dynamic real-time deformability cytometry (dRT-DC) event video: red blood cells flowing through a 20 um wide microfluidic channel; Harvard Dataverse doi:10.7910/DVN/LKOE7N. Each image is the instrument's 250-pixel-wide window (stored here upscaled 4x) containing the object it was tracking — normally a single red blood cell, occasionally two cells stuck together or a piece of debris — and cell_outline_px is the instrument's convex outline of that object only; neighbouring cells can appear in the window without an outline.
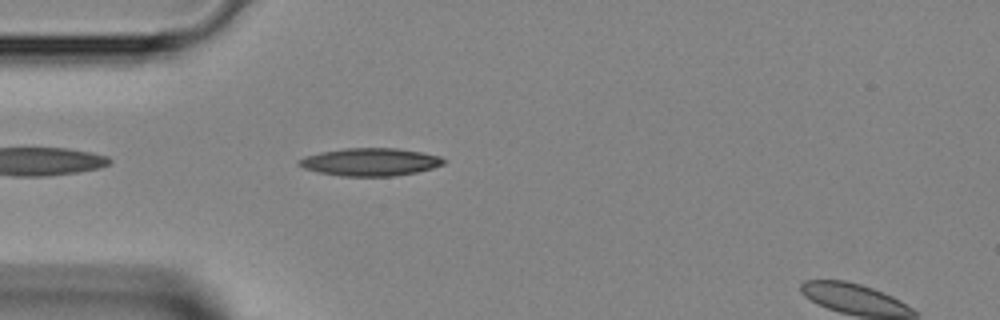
{"species": "Egyptian fruit bat (a non-hibernating species)", "species_latin": "Rousettus aegyptiacus", "temperature_condition": "room temperature", "stored_images_in_passage": 34, "camera_frame_rate_fps": 3000, "um_per_image_px": 0.085, "animal": {"sex": "female"}, "frame": {"image": 1, "passage_image": 3, "time_ms": 0.667, "image_size_px": [1000, 320], "cell_outline_px": [[448, 160], [444, 164], [432, 168], [416, 172], [392, 176], [340, 176], [316, 172], [304, 168], [296, 164], [296, 160], [320, 152], [344, 148], [396, 148], [424, 152], [440, 156]], "centroid_in_image_um": [31.48, 13.76], "position_along_channel_um": 53.5, "area_um2": 23.58}}
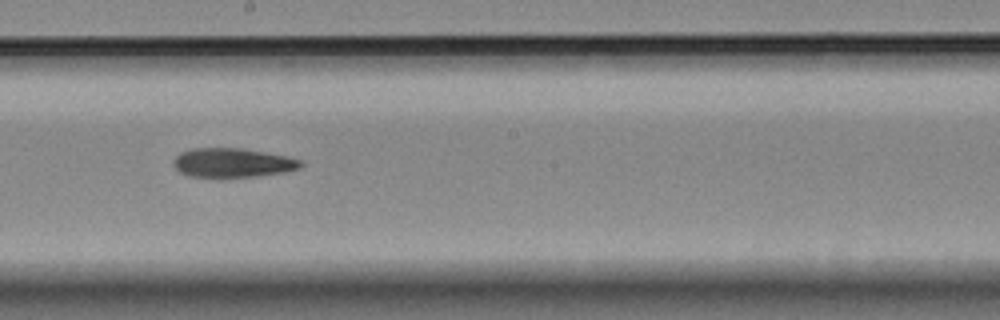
{"frame": {"image": 2, "passage_image": 15, "time_ms": 4.667, "image_size_px": [1000, 320], "cell_outline_px": [[304, 164], [300, 168], [284, 172], [256, 176], [188, 176], [180, 172], [172, 164], [172, 160], [180, 152], [192, 148], [244, 148], [288, 156], [300, 160]], "centroid_in_image_um": [19.77, 13.81], "position_along_channel_um": 228.4, "area_um2": 21.56}}
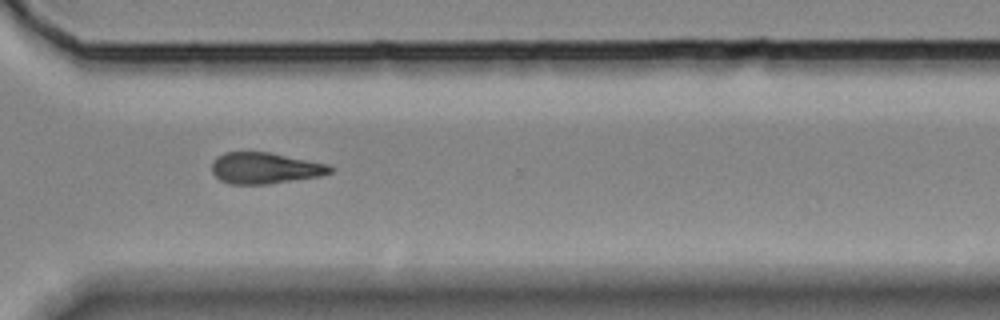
{"frame": {"image": 3, "passage_image": 23, "time_ms": 7.333, "image_size_px": [1000, 320], "cell_outline_px": [[332, 172], [320, 176], [268, 184], [228, 184], [220, 180], [212, 172], [212, 160], [216, 156], [224, 152], [272, 152], [328, 164], [332, 168]], "centroid_in_image_um": [22.5, 14.28], "position_along_channel_um": 348.1, "area_um2": 21.68}}